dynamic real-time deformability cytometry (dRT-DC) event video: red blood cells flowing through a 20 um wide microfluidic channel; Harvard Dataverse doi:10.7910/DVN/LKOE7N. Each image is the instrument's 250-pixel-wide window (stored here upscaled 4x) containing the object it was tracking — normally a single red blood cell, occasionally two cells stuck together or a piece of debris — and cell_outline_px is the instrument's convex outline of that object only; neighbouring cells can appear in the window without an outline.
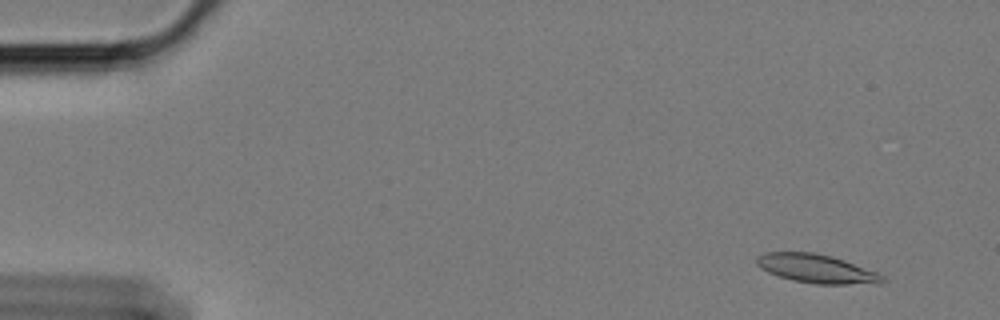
{"species": "Egyptian fruit bat (a non-hibernating species)", "species_latin": "Rousettus aegyptiacus", "temperature_condition": "cold", "stored_images_in_passage": 58, "camera_frame_rate_fps": 3000, "um_per_image_px": 0.085, "animal": {"sex": "female"}, "frame": {"image": 1, "passage_image": 3, "time_ms": 0.667, "image_size_px": [1000, 320], "cell_outline_px": [[884, 280], [880, 284], [816, 284], [792, 280], [768, 272], [760, 268], [756, 264], [756, 256], [764, 252], [812, 252], [832, 256], [844, 260], [876, 272], [884, 276]], "centroid_in_image_um": [69.38, 22.84], "position_along_channel_um": 15.6, "area_um2": 21.04}}
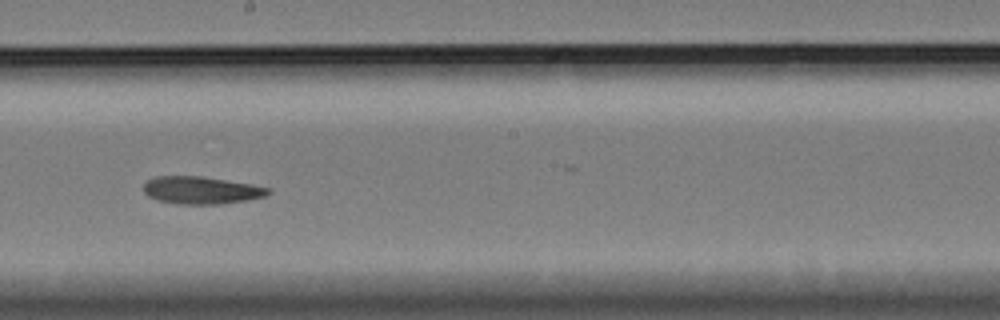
{"frame": {"image": 2, "passage_image": 32, "time_ms": 10.333, "image_size_px": [1000, 320], "cell_outline_px": [[272, 192], [264, 196], [248, 200], [220, 204], [176, 204], [156, 200], [148, 196], [144, 192], [144, 184], [148, 180], [156, 176], [200, 176], [252, 184], [268, 188]], "centroid_in_image_um": [17.09, 16.17], "position_along_channel_um": 231.1, "area_um2": 19.94}}
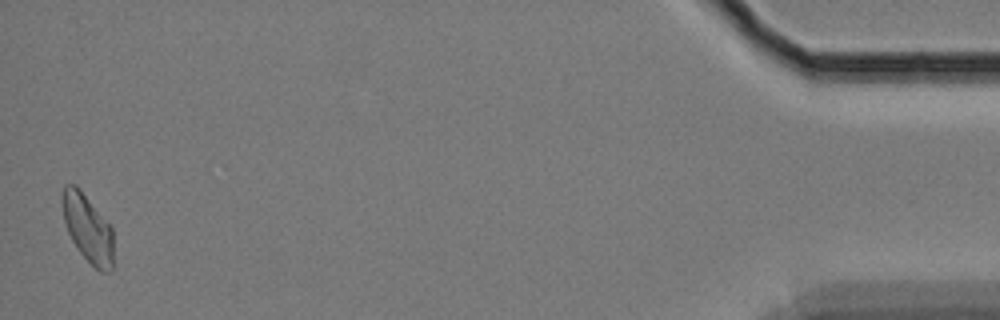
{"frame": {"image": 3, "passage_image": 57, "time_ms": 18.667, "image_size_px": [1000, 320], "cell_outline_px": [[112, 268], [108, 272], [100, 272], [80, 252], [72, 240], [68, 232], [64, 220], [60, 196], [64, 184], [76, 184], [80, 188], [112, 228]], "centroid_in_image_um": [7.42, 19.35], "position_along_channel_um": 427.8, "area_um2": 20.06}}